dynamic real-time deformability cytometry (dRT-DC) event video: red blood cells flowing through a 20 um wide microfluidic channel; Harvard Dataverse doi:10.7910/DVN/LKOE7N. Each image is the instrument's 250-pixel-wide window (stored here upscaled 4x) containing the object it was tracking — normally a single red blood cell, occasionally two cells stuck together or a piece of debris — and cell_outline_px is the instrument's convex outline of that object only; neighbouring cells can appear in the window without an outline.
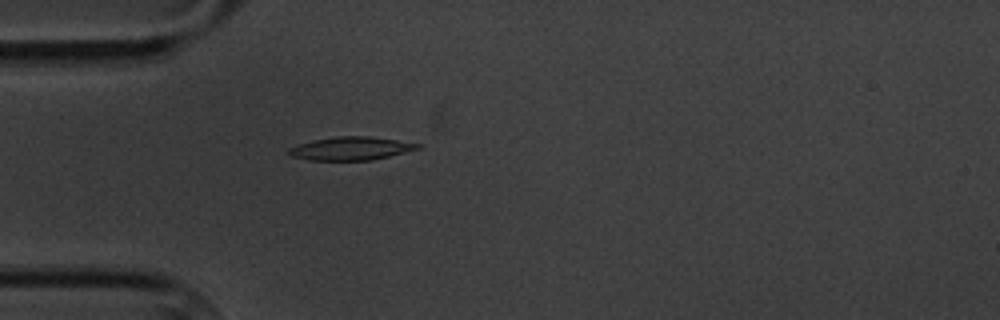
{"species": "common noctule bat (a hibernating species)", "species_latin": "Nyctalus noctula", "temperature_condition": "cold", "stored_images_in_passage": 2, "camera_frame_rate_fps": 3000, "um_per_image_px": 0.085, "animal": {"sex": "male", "body_mass_g": 20.1, "forearm_length_mm": 53.5}, "frame": {"image": 1, "passage_image": 2, "time_ms": 1.0, "image_size_px": [1000, 320], "cell_outline_px": [[420, 148], [372, 160], [308, 160], [292, 156], [288, 152], [288, 148], [312, 140], [336, 136], [368, 136], [396, 140], [420, 144]], "centroid_in_image_um": [29.79, 12.62], "position_along_channel_um": 55.2, "area_um2": 17.22}}